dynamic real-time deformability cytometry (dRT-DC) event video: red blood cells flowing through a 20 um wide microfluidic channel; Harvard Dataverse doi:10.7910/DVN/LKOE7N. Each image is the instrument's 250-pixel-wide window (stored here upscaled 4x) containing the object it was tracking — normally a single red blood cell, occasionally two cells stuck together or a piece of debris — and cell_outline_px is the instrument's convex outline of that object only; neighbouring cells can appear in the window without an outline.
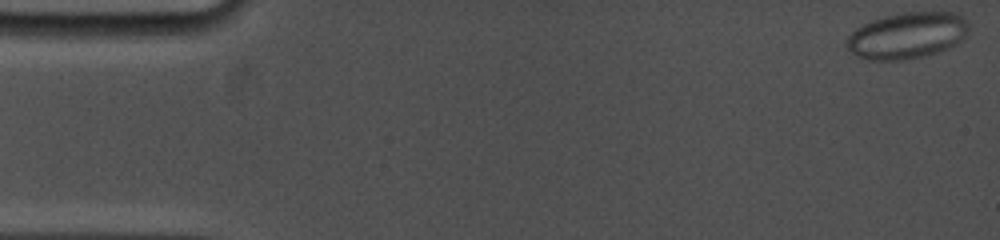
{"species": "common noctule bat (a hibernating species)", "species_latin": "Nyctalus noctula", "temperature_condition": "cold", "stored_images_in_passage": 54, "camera_frame_rate_fps": 5000, "um_per_image_px": 0.085, "animal": {"sex": "female", "body_mass_g": 19.0, "forearm_length_mm": 53.3}, "frame": {"image": 1, "passage_image": 1, "time_ms": 0.0, "image_size_px": [1000, 240], "cell_outline_px": [[968, 28], [964, 36], [956, 44], [948, 48], [924, 56], [904, 60], [868, 60], [856, 56], [844, 44], [848, 36], [856, 28], [872, 20], [884, 16], [904, 12], [956, 12], [968, 24]], "centroid_in_image_um": [77.06, 3.02], "position_along_channel_um": 7.9, "area_um2": 32.83}}
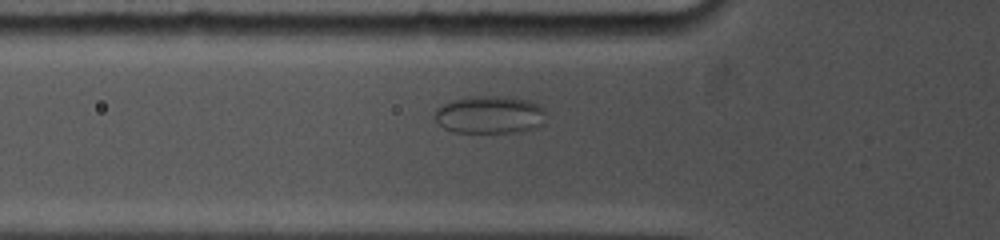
{"frame": {"image": 2, "passage_image": 18, "time_ms": 5.8, "image_size_px": [1000, 240], "cell_outline_px": [[544, 112], [540, 128], [516, 132], [452, 132], [444, 128], [436, 120], [436, 108], [452, 100], [472, 96], [508, 96], [528, 100], [544, 108]], "centroid_in_image_um": [41.63, 9.75], "position_along_channel_um": 84.2, "area_um2": 24.39}}
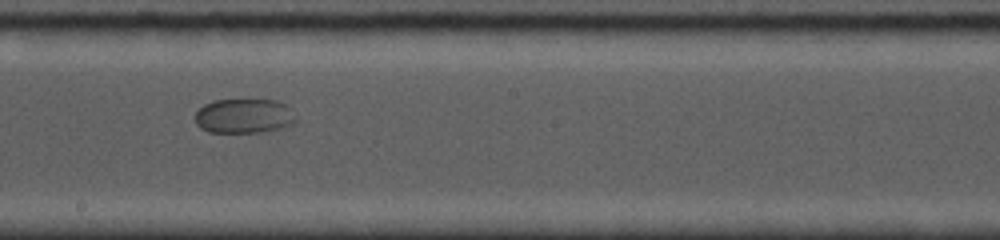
{"frame": {"image": 3, "passage_image": 27, "time_ms": 9.8, "image_size_px": [1000, 240], "cell_outline_px": [[296, 124], [284, 128], [264, 132], [208, 132], [200, 128], [196, 124], [196, 112], [204, 104], [212, 100], [276, 100], [284, 104], [296, 116]], "centroid_in_image_um": [20.76, 9.87], "position_along_channel_um": 227.4, "area_um2": 20.46}}